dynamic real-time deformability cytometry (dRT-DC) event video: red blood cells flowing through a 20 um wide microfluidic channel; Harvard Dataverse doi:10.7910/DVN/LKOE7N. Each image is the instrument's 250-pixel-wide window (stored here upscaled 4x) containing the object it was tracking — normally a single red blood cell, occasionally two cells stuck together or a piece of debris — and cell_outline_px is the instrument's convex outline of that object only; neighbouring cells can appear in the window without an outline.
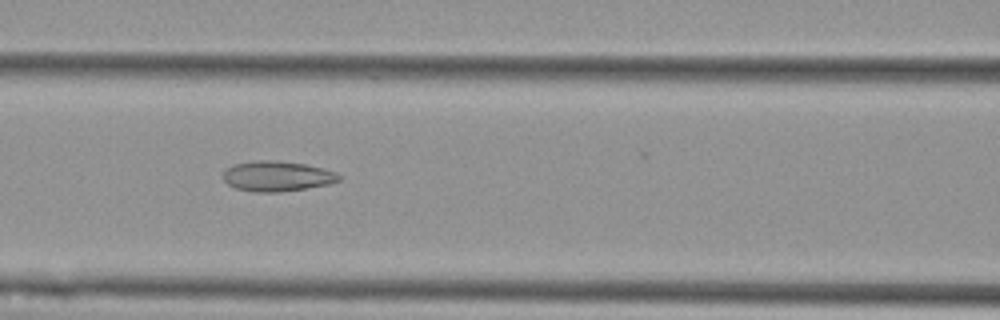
{"species": "Egyptian fruit bat (a non-hibernating species)", "species_latin": "Rousettus aegyptiacus", "temperature_condition": "cold", "stored_images_in_passage": 47, "camera_frame_rate_fps": 3000, "um_per_image_px": 0.085, "animal": {"sex": "female"}, "frame": {"image": 1, "passage_image": 25, "time_ms": 8.0, "image_size_px": [1000, 320], "cell_outline_px": [[344, 176], [340, 180], [328, 184], [280, 192], [256, 192], [236, 188], [228, 184], [224, 180], [224, 172], [232, 164], [256, 160], [276, 160], [304, 164], [324, 168], [336, 172]], "centroid_in_image_um": [23.58, 14.96], "position_along_channel_um": 143.0, "area_um2": 20.4}}
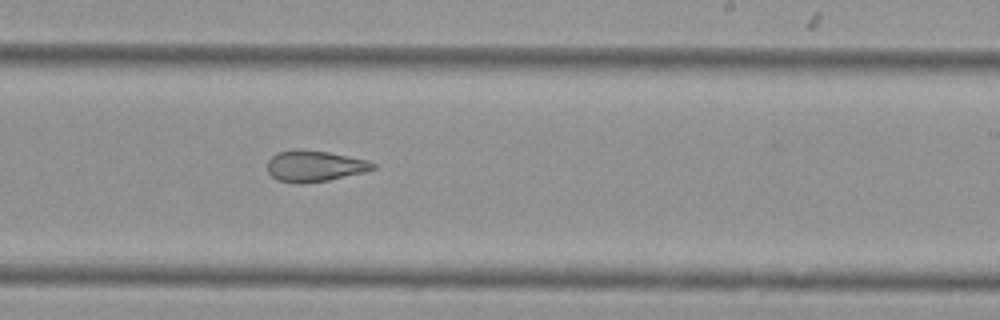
{"frame": {"image": 2, "passage_image": 35, "time_ms": 11.333, "image_size_px": [1000, 320], "cell_outline_px": [[376, 168], [364, 172], [328, 180], [304, 184], [296, 184], [276, 180], [268, 172], [268, 160], [276, 152], [296, 148], [300, 148], [328, 152], [368, 160], [376, 164]], "centroid_in_image_um": [26.71, 14.11], "position_along_channel_um": 262.3, "area_um2": 19.42}}
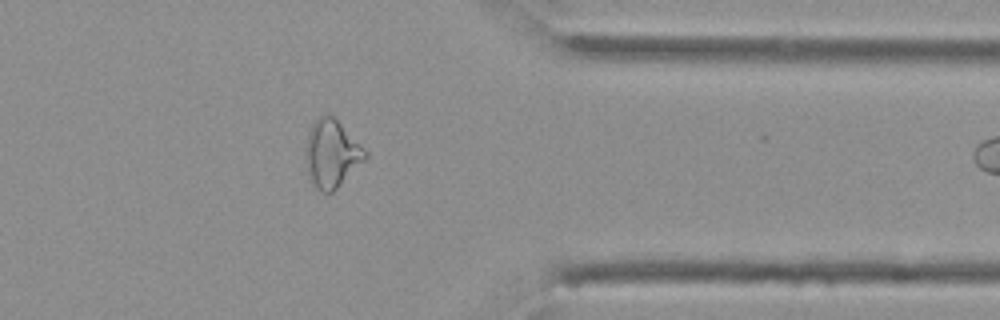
{"frame": {"image": 3, "passage_image": 46, "time_ms": 15.0, "image_size_px": [1000, 320], "cell_outline_px": [[368, 156], [332, 192], [320, 192], [316, 188], [308, 176], [304, 152], [308, 136], [312, 124], [320, 116], [328, 112], [368, 152]], "centroid_in_image_um": [28.16, 13.07], "position_along_channel_um": 383.2, "area_um2": 23.06}}